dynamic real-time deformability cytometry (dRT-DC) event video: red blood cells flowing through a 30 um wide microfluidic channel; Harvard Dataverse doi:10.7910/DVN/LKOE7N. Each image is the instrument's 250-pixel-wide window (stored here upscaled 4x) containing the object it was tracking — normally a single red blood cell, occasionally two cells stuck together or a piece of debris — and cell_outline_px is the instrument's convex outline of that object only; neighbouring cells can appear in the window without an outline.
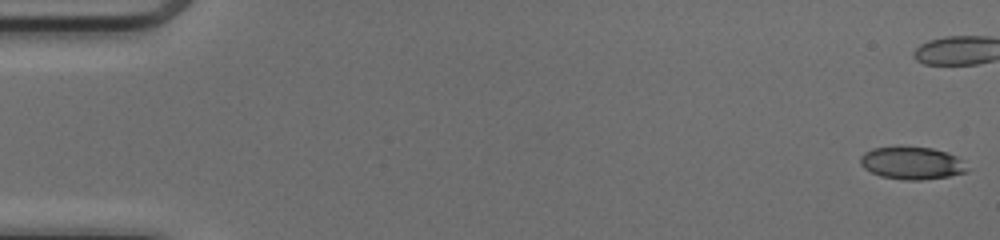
{"species": "common noctule bat (a hibernating species)", "species_latin": "Nyctalus noctula", "temperature_condition": "cold", "stored_images_in_passage": 40, "camera_frame_rate_fps": 3000, "um_per_image_px": 0.085, "animal": {"sex": "female", "body_mass_g": 17.0, "forearm_length_mm": 48.0}, "frame": {"image": 1, "passage_image": 1, "time_ms": 0.0, "image_size_px": [1000, 240], "cell_outline_px": [[968, 172], [948, 176], [920, 180], [904, 180], [880, 176], [864, 168], [860, 164], [860, 156], [864, 152], [872, 148], [932, 148], [948, 152], [956, 156], [968, 168]], "centroid_in_image_um": [77.5, 13.88], "position_along_channel_um": 7.5, "area_um2": 19.94}}